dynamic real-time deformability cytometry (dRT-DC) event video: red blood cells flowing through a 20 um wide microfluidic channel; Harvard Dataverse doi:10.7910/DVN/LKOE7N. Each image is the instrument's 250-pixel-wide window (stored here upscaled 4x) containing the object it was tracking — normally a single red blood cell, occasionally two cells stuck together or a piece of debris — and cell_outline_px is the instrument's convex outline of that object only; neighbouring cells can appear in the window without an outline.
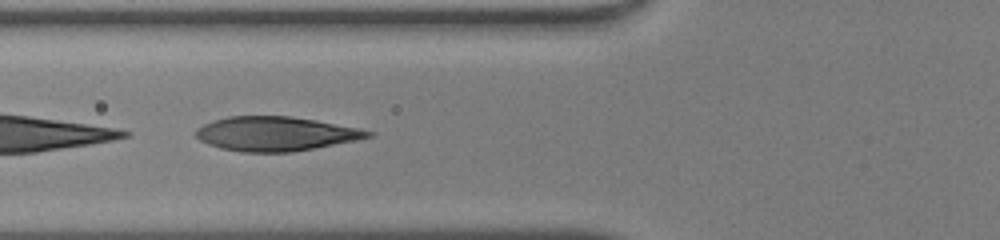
{"species": "human", "species_latin": "Homo sapiens", "temperature_condition": "warm", "stored_images_in_passage": 33, "camera_frame_rate_fps": 3000, "um_per_image_px": 0.085, "donor": {"sex": "male"}, "frame": {"image": 1, "passage_image": 5, "time_ms": 1.333, "image_size_px": [1000, 240], "cell_outline_px": [[376, 132], [372, 136], [356, 140], [292, 152], [240, 152], [220, 148], [208, 144], [200, 140], [196, 136], [196, 128], [212, 120], [228, 116], [288, 116], [316, 120], [360, 128]], "centroid_in_image_um": [23.42, 11.37], "position_along_channel_um": 102.4, "area_um2": 34.39}}
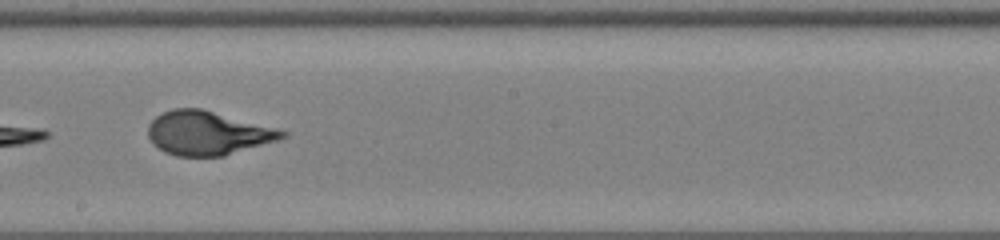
{"frame": {"image": 2, "passage_image": 14, "time_ms": 4.333, "image_size_px": [1000, 240], "cell_outline_px": [[288, 136], [276, 140], [224, 156], [176, 156], [164, 152], [152, 144], [148, 136], [148, 124], [156, 116], [172, 108], [200, 108], [276, 128], [288, 132]], "centroid_in_image_um": [17.61, 11.31], "position_along_channel_um": 230.6, "area_um2": 34.1}}
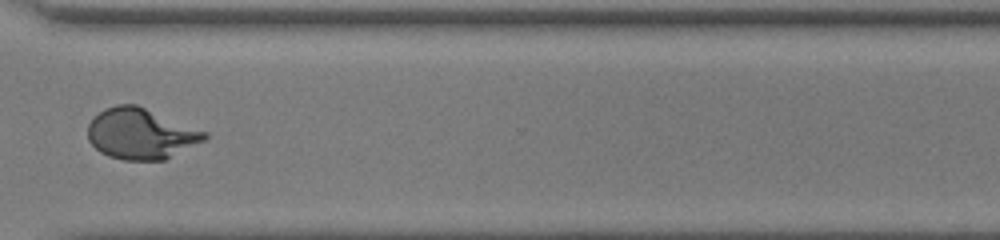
{"frame": {"image": 3, "passage_image": 23, "time_ms": 7.333, "image_size_px": [1000, 240], "cell_outline_px": [[208, 136], [204, 140], [164, 160], [124, 160], [108, 156], [100, 152], [88, 140], [88, 124], [104, 108], [116, 104], [136, 104], [208, 132]], "centroid_in_image_um": [11.96, 11.36], "position_along_channel_um": 358.6, "area_um2": 34.39}, "authors_computed_cell_mechanics": {"area_um2": 34.7956, "velocity_mm_per_s": 4.2667, "shape_relaxation_time_tau1_ms": 5.0037, "shape_relaxation_time_tau2_ms": null, "deformation_change_tau1": 0.2845, "deformation_change_tau2": null}}